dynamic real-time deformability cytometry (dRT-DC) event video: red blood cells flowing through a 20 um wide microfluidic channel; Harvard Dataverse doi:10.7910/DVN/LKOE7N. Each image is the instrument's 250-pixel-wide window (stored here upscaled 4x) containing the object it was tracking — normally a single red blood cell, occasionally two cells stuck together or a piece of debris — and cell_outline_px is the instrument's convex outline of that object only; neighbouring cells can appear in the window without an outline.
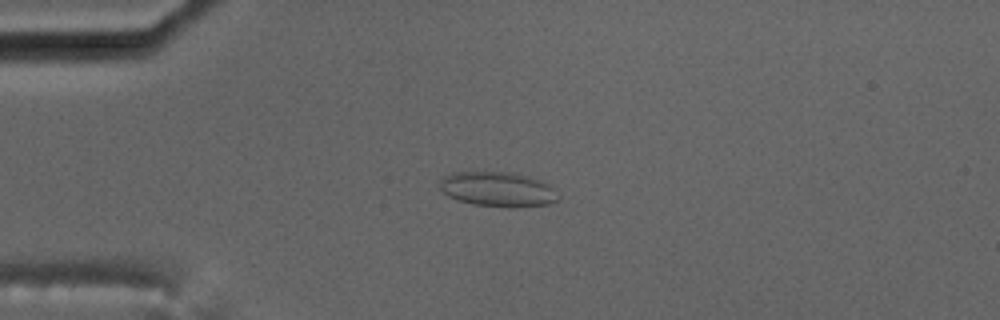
{"species": "common noctule bat (a hibernating species)", "species_latin": "Nyctalus noctula", "temperature_condition": "cold", "stored_images_in_passage": 6, "camera_frame_rate_fps": 3000, "um_per_image_px": 0.085, "animal": {"sex": "male", "body_mass_g": 17.5, "forearm_length_mm": 52.3}, "frame": {"image": 1, "passage_image": 5, "time_ms": 4.667, "image_size_px": [1000, 320], "cell_outline_px": [[560, 196], [556, 200], [548, 204], [472, 204], [456, 200], [448, 196], [440, 188], [440, 180], [444, 176], [452, 172], [508, 172], [528, 176], [540, 180], [548, 184]], "centroid_in_image_um": [42.24, 16.03], "position_along_channel_um": 42.8, "area_um2": 22.95}}